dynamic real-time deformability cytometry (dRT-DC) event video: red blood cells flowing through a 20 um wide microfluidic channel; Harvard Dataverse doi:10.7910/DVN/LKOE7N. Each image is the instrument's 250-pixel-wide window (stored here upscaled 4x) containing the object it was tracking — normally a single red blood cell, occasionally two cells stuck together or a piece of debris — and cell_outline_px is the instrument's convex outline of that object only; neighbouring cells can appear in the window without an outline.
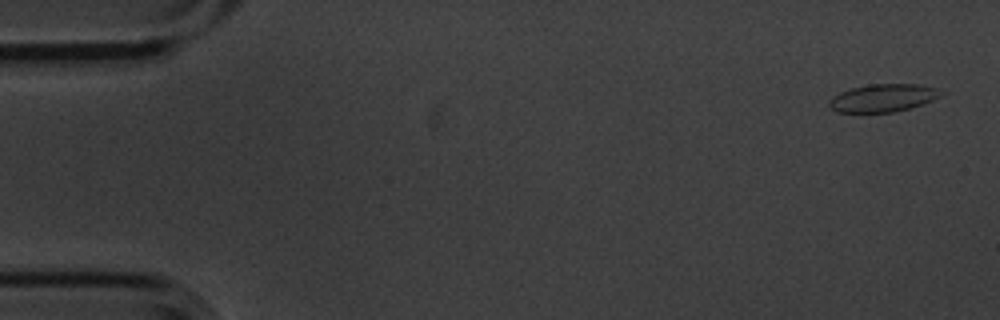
{"species": "common noctule bat (a hibernating species)", "species_latin": "Nyctalus noctula", "temperature_condition": "cold", "stored_images_in_passage": 6, "camera_frame_rate_fps": 3000, "um_per_image_px": 0.085, "animal": {"sex": "male", "body_mass_g": 20.1, "forearm_length_mm": 53.5}, "frame": {"image": 1, "passage_image": 1, "time_ms": 0.0, "image_size_px": [1000, 320], "cell_outline_px": [[944, 92], [940, 96], [932, 100], [908, 108], [892, 112], [836, 112], [828, 104], [828, 100], [840, 92], [852, 88], [868, 84], [920, 84], [936, 88]], "centroid_in_image_um": [75.04, 8.31], "position_along_channel_um": 10.0, "area_um2": 17.92}}